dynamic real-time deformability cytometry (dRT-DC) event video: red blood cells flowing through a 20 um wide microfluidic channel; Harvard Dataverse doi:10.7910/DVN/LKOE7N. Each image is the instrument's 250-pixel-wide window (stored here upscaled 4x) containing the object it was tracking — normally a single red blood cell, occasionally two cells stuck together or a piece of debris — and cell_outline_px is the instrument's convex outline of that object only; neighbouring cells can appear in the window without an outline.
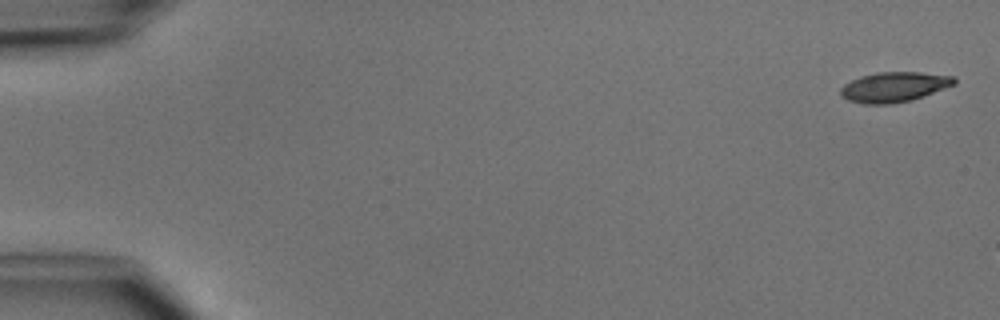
{"species": "common noctule bat (a hibernating species)", "species_latin": "Nyctalus noctula", "temperature_condition": "cold", "stored_images_in_passage": 4, "camera_frame_rate_fps": 3000, "um_per_image_px": 0.085, "animal": {"sex": "male", "body_mass_g": 15.6}, "frame": {"image": 1, "passage_image": 1, "time_ms": 0.0, "image_size_px": [1000, 320], "cell_outline_px": [[956, 84], [924, 96], [912, 100], [892, 104], [864, 104], [848, 100], [840, 96], [840, 88], [844, 84], [852, 80], [876, 72], [920, 72], [956, 76]], "centroid_in_image_um": [76.02, 7.4], "position_along_channel_um": 9.0, "area_um2": 20.0}}
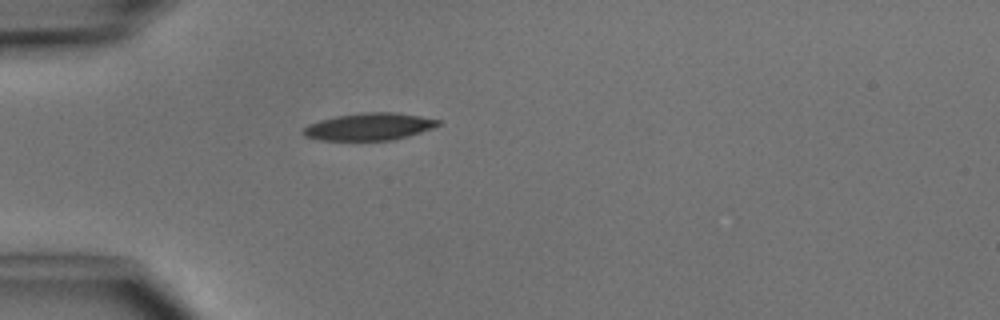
{"frame": {"image": 2, "passage_image": 4, "time_ms": 4.333, "image_size_px": [1000, 320], "cell_outline_px": [[440, 124], [432, 128], [408, 136], [392, 140], [320, 140], [304, 136], [300, 132], [308, 124], [320, 120], [336, 116], [360, 112], [396, 112], [420, 116], [440, 120]], "centroid_in_image_um": [31.35, 10.76], "position_along_channel_um": 53.7, "area_um2": 21.44}}